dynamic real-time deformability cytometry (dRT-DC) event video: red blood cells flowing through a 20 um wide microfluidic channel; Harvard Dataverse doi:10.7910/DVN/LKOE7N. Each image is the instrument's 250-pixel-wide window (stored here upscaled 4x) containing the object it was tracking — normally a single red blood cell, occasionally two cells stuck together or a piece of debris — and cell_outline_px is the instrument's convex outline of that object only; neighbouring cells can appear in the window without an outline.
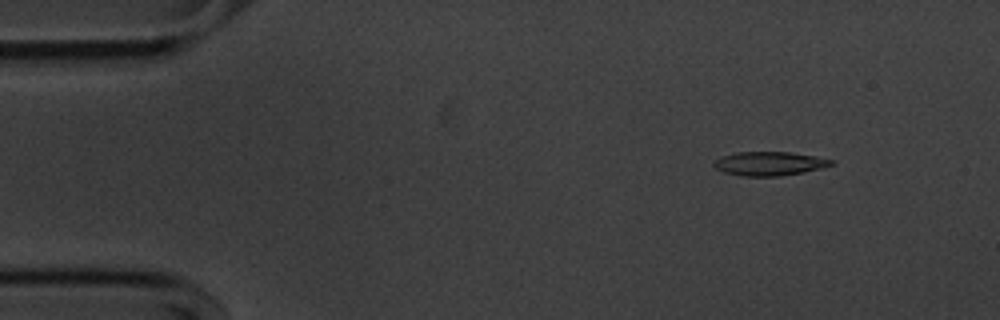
{"species": "common noctule bat (a hibernating species)", "species_latin": "Nyctalus noctula", "temperature_condition": "cold", "stored_images_in_passage": 55, "camera_frame_rate_fps": 3000, "um_per_image_px": 0.085, "animal": {"sex": "male", "body_mass_g": 20.1, "forearm_length_mm": 53.5}, "frame": {"image": 1, "passage_image": 6, "time_ms": 1.667, "image_size_px": [1000, 320], "cell_outline_px": [[836, 164], [804, 172], [780, 176], [744, 176], [724, 172], [716, 168], [712, 164], [712, 160], [736, 152], [788, 152], [816, 156], [836, 160]], "centroid_in_image_um": [65.42, 13.9], "position_along_channel_um": 19.6, "area_um2": 16.42}}
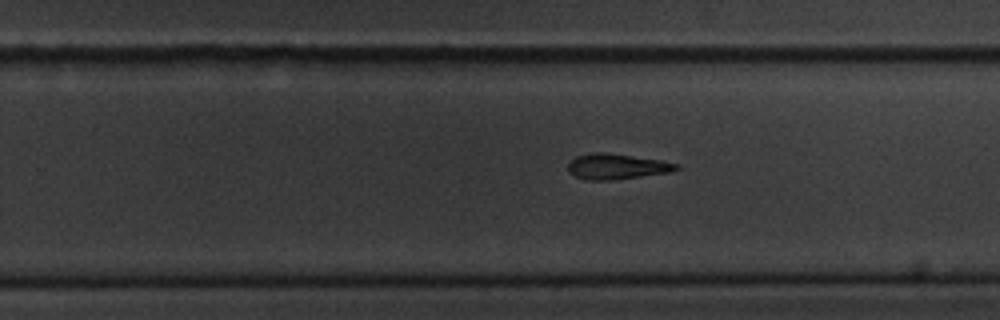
{"frame": {"image": 2, "passage_image": 34, "time_ms": 11.0, "image_size_px": [1000, 320], "cell_outline_px": [[680, 168], [668, 172], [612, 180], [584, 180], [568, 172], [568, 164], [576, 156], [592, 152], [604, 152], [660, 160], [680, 164]], "centroid_in_image_um": [52.39, 14.15], "position_along_channel_um": 277.4, "area_um2": 15.95}}
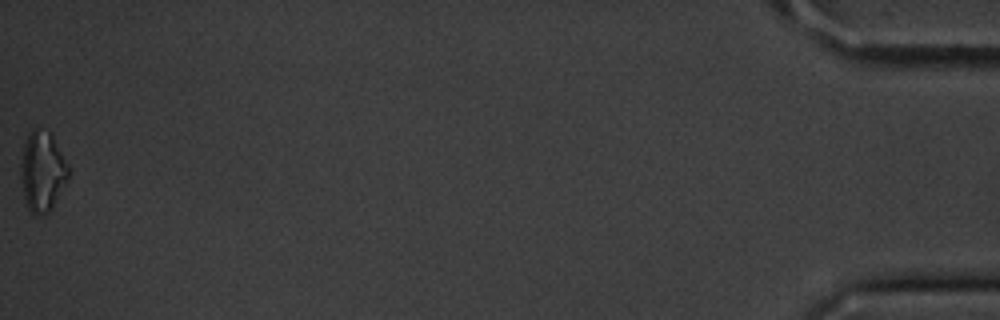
{"frame": {"image": 3, "passage_image": 55, "time_ms": 18.0, "image_size_px": [1000, 320], "cell_outline_px": [[72, 168], [52, 208], [44, 216], [36, 216], [28, 208], [24, 196], [20, 168], [20, 164], [24, 144], [32, 128], [36, 128], [48, 132], [52, 136]], "centroid_in_image_um": [3.62, 14.58], "position_along_channel_um": 431.6, "area_um2": 22.14}, "authors_computed_cell_mechanics": {"area_um2": 16.6464, "velocity_mm_per_s": 3.6143, "shape_relaxation_time_tau1_ms": 2.5978, "shape_relaxation_time_tau2_ms": null, "deformation_change_tau1": 0.1243, "deformation_change_tau2": null}}